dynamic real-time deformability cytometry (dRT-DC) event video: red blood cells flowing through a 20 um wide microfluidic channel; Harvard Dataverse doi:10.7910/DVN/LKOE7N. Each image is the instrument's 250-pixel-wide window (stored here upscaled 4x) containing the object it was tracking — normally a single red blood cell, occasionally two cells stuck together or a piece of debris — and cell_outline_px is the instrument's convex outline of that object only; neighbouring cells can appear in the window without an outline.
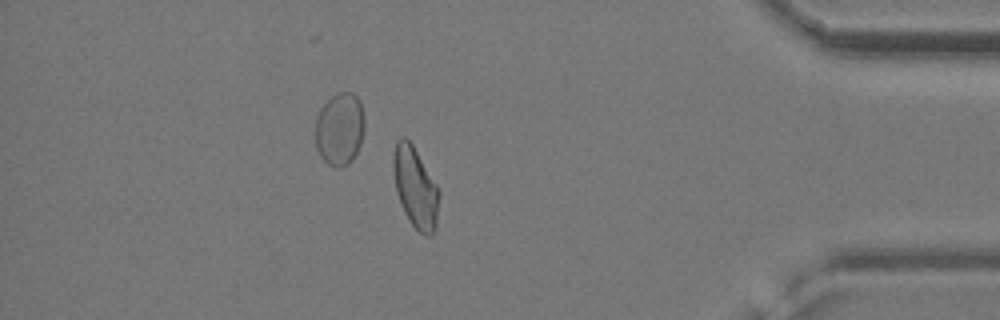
{"species": "common noctule bat (a hibernating species)", "species_latin": "Nyctalus noctula", "temperature_condition": "cold", "stored_images_in_passage": 52, "camera_frame_rate_fps": 3000, "um_per_image_px": 0.085, "animal": {"sex": "female", "body_mass_g": 24.6, "forearm_length_mm": 56.2}, "frame": {"image": 1, "passage_image": 45, "time_ms": 14.667, "image_size_px": [1000, 320], "cell_outline_px": [[440, 192], [436, 224], [432, 236], [424, 236], [412, 224], [404, 212], [396, 192], [392, 168], [392, 156], [396, 140], [400, 136], [404, 136], [412, 144], [436, 184]], "centroid_in_image_um": [35.28, 15.92], "position_along_channel_um": 399.9, "area_um2": 21.56}, "authors_computed_cell_mechanics": {"area_um2": 21.675, "velocity_mm_per_s": 3.8671, "shape_relaxation_time_tau1_ms": null, "shape_relaxation_time_tau2_ms": 2.9773, "deformation_change_tau1": null, "deformation_change_tau2": 0.1107}}